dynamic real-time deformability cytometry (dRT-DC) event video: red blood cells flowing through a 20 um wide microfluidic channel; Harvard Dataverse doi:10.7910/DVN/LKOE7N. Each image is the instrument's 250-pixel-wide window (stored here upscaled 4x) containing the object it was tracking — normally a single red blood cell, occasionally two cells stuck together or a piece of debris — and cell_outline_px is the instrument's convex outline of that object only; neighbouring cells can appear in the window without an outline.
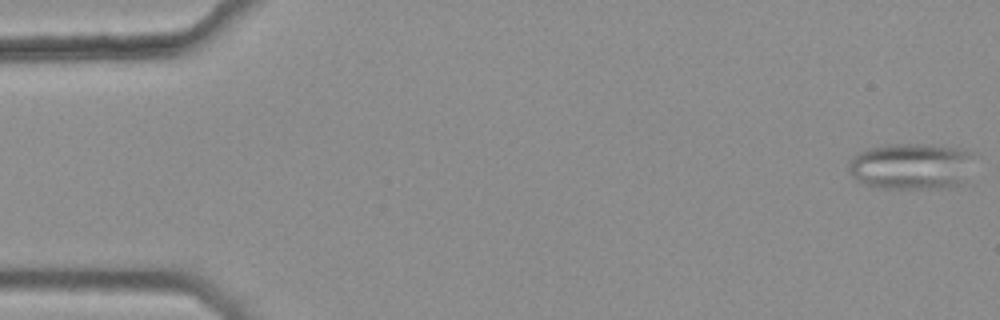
{"species": "common noctule bat (a hibernating species)", "species_latin": "Nyctalus noctula", "temperature_condition": "warm", "stored_images_in_passage": 46, "camera_frame_rate_fps": 3000, "um_per_image_px": 0.085, "animal": {"sex": "female", "body_mass_g": 25.1}, "frame": {"image": 1, "passage_image": 1, "time_ms": 0.0, "image_size_px": [1000, 320], "cell_outline_px": [[972, 184], [948, 188], [880, 188], [864, 184], [852, 176], [848, 168], [848, 160], [852, 156], [868, 148], [884, 144], [920, 144], [956, 148], [972, 152]], "centroid_in_image_um": [77.54, 14.16], "position_along_channel_um": 7.5, "area_um2": 34.91}}
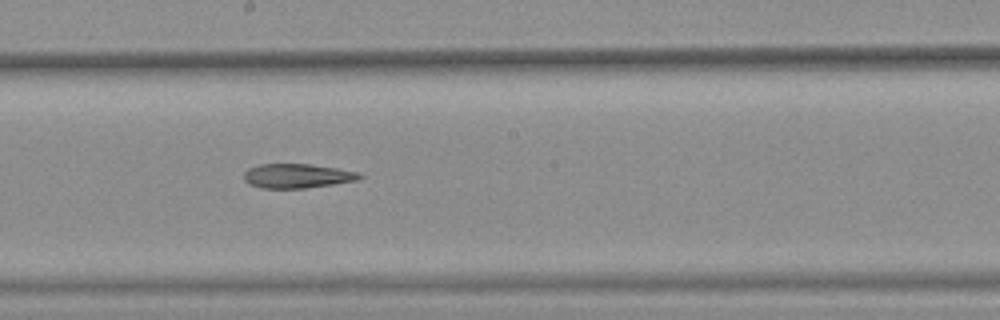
{"frame": {"image": 2, "passage_image": 29, "time_ms": 9.333, "image_size_px": [1000, 320], "cell_outline_px": [[364, 176], [356, 180], [332, 184], [304, 188], [260, 188], [248, 184], [244, 180], [244, 172], [248, 168], [260, 164], [308, 164], [336, 168], [360, 172]], "centroid_in_image_um": [25.23, 14.95], "position_along_channel_um": 223.0, "area_um2": 16.36}}
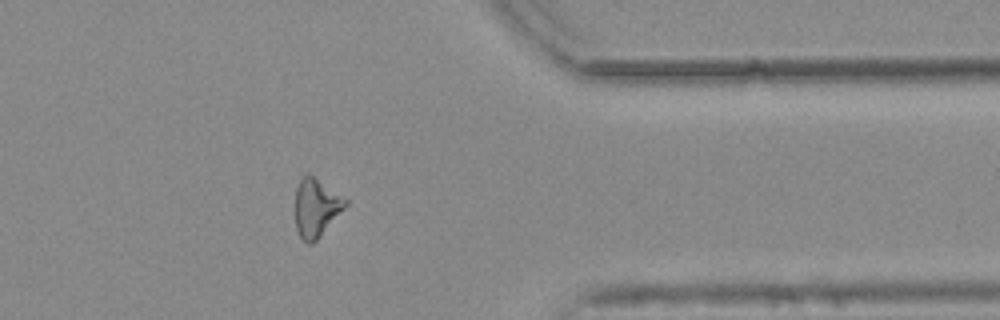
{"frame": {"image": 3, "passage_image": 43, "time_ms": 14.0, "image_size_px": [1000, 320], "cell_outline_px": [[348, 204], [320, 236], [312, 244], [308, 244], [300, 236], [296, 228], [296, 188], [300, 180], [308, 172], [348, 200]], "centroid_in_image_um": [26.87, 17.64], "position_along_channel_um": 384.5, "area_um2": 16.76}}